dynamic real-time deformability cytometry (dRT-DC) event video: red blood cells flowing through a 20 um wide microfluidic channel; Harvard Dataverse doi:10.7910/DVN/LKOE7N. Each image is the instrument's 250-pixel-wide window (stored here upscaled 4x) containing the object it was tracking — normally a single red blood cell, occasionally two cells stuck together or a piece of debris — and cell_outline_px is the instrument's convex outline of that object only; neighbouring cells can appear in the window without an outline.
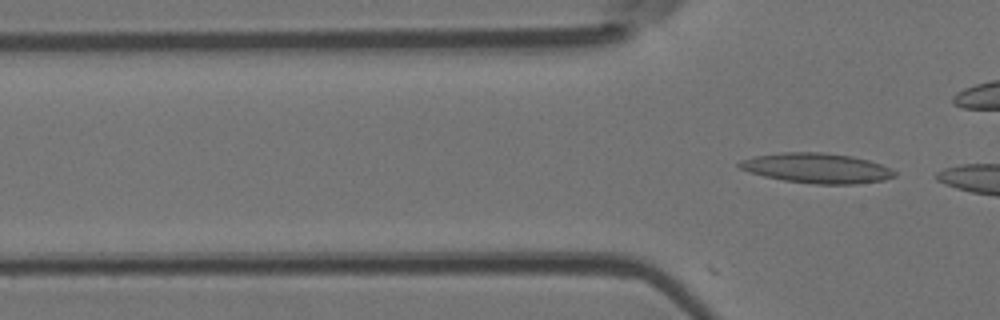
{"species": "Egyptian fruit bat (a non-hibernating species)", "species_latin": "Rousettus aegyptiacus", "temperature_condition": "room temperature", "stored_images_in_passage": 13, "camera_frame_rate_fps": 3000, "um_per_image_px": 0.085, "animal": {"sex": "female"}, "frame": {"image": 1, "passage_image": 13, "time_ms": 4.0, "image_size_px": [1000, 320], "cell_outline_px": [[896, 176], [884, 180], [856, 184], [816, 184], [784, 180], [764, 176], [748, 172], [740, 168], [736, 164], [740, 160], [756, 156], [784, 152], [820, 152], [852, 156], [868, 160], [892, 168], [896, 172]], "centroid_in_image_um": [69.44, 14.29], "position_along_channel_um": 56.4, "area_um2": 27.11}}